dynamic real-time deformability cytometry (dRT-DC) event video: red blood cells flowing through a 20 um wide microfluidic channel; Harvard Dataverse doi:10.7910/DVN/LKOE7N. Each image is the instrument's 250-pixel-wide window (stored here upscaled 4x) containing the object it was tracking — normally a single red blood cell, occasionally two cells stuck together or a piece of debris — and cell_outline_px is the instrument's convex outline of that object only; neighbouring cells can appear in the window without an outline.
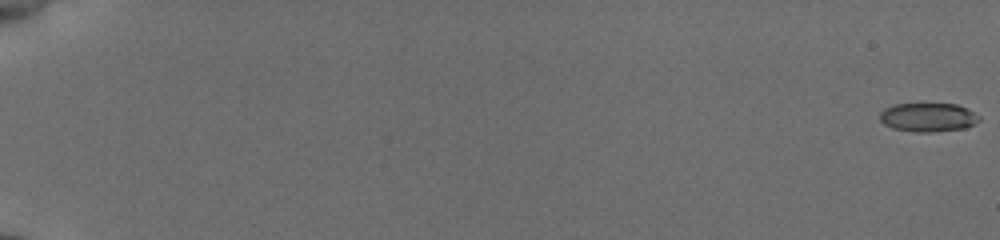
{"species": "common noctule bat (a hibernating species)", "species_latin": "Nyctalus noctula", "temperature_condition": "cold", "stored_images_in_passage": 49, "camera_frame_rate_fps": 3000, "um_per_image_px": 0.085, "animal": {"sex": "female", "body_mass_g": 19.5, "forearm_length_mm": 54.1}, "frame": {"image": 1, "passage_image": 1, "time_ms": 0.0, "image_size_px": [1000, 240], "cell_outline_px": [[980, 120], [964, 128], [932, 132], [916, 132], [892, 128], [884, 124], [880, 120], [880, 112], [884, 108], [896, 104], [956, 104], [980, 116]], "centroid_in_image_um": [78.84, 9.97], "position_along_channel_um": 6.2, "area_um2": 16.47}}
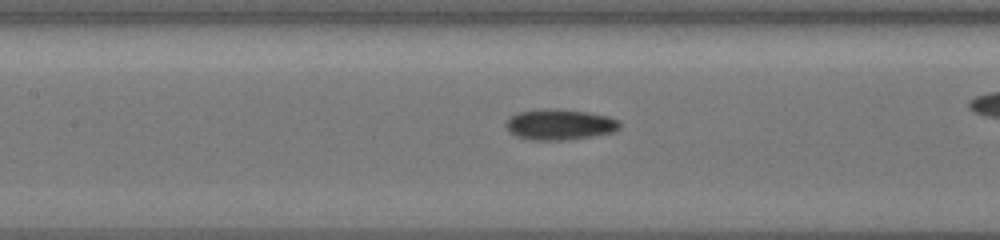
{"frame": {"image": 2, "passage_image": 30, "time_ms": 9.667, "image_size_px": [1000, 240], "cell_outline_px": [[620, 128], [616, 132], [592, 136], [564, 140], [532, 140], [516, 136], [508, 132], [504, 124], [508, 116], [516, 112], [536, 108], [548, 108], [588, 112], [608, 116], [620, 120]], "centroid_in_image_um": [47.53, 10.57], "position_along_channel_um": 159.9, "area_um2": 20.87}}
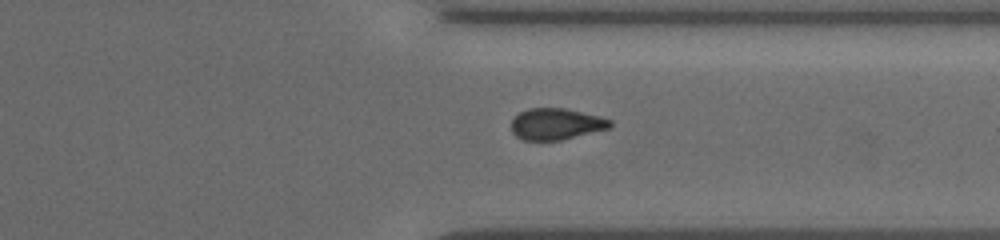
{"frame": {"image": 3, "passage_image": 46, "time_ms": 15.0, "image_size_px": [1000, 240], "cell_outline_px": [[612, 124], [608, 128], [560, 140], [524, 140], [516, 136], [512, 132], [512, 120], [520, 112], [528, 108], [568, 108], [600, 116], [612, 120]], "centroid_in_image_um": [47.27, 10.52], "position_along_channel_um": 364.1, "area_um2": 17.98}}